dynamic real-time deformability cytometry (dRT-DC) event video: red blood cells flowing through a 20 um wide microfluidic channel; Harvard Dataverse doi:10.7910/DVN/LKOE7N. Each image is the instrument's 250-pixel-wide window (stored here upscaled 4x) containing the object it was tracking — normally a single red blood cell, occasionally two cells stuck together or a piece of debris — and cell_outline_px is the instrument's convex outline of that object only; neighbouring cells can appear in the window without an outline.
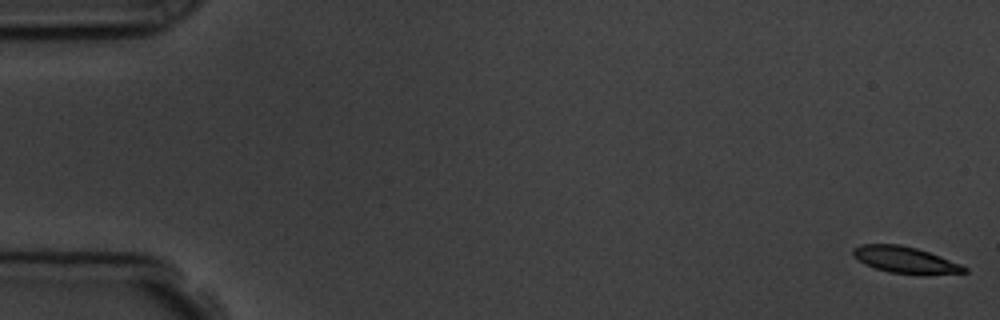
{"species": "common noctule bat (a hibernating species)", "species_latin": "Nyctalus noctula", "temperature_condition": "room temperature", "stored_images_in_passage": 5, "camera_frame_rate_fps": 3000, "um_per_image_px": 0.085, "animal": {"sex": "male", "body_mass_g": 19.5, "forearm_length_mm": 54.6}, "frame": {"image": 1, "passage_image": 1, "time_ms": 0.0, "image_size_px": [1000, 320], "cell_outline_px": [[968, 272], [924, 276], [920, 276], [888, 272], [864, 264], [852, 256], [852, 248], [860, 244], [900, 244], [916, 248], [940, 256], [960, 264], [968, 268]], "centroid_in_image_um": [76.94, 22.11], "position_along_channel_um": 8.1, "area_um2": 17.63}}
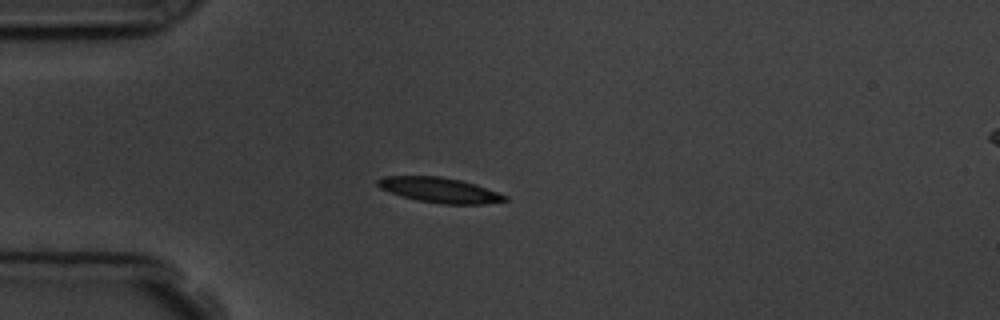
{"frame": {"image": 2, "passage_image": 5, "time_ms": 4.667, "image_size_px": [1000, 320], "cell_outline_px": [[508, 200], [484, 204], [444, 204], [420, 200], [388, 192], [380, 188], [376, 184], [376, 180], [384, 176], [440, 176], [460, 180], [476, 184], [508, 196]], "centroid_in_image_um": [37.37, 16.15], "position_along_channel_um": 47.6, "area_um2": 18.5}}